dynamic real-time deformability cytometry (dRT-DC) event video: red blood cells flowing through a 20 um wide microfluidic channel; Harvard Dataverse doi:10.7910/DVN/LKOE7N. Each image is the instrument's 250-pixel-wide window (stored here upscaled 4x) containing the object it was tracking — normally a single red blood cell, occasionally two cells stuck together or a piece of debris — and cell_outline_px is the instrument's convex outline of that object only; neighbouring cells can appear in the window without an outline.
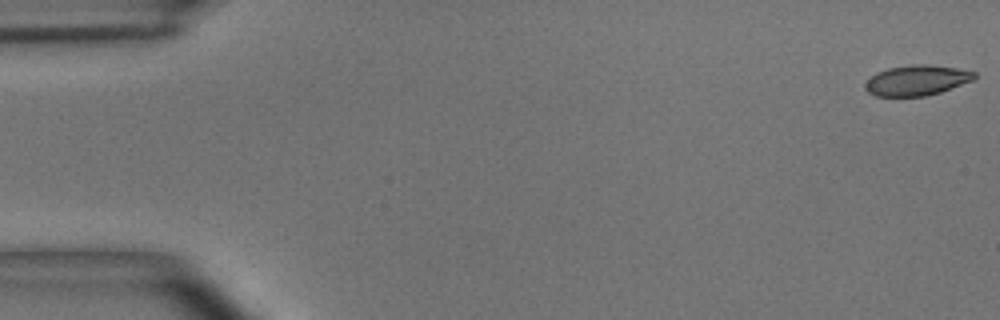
{"species": "common noctule bat (a hibernating species)", "species_latin": "Nyctalus noctula", "temperature_condition": "room temperature", "stored_images_in_passage": 54, "camera_frame_rate_fps": 3000, "um_per_image_px": 0.085, "animal": {"sex": "male", "body_mass_g": 15.6}, "frame": {"image": 1, "passage_image": 1, "time_ms": 0.0, "image_size_px": [1000, 320], "cell_outline_px": [[976, 80], [940, 92], [924, 96], [876, 96], [868, 92], [864, 88], [864, 84], [876, 72], [888, 68], [912, 64], [924, 64], [956, 68], [976, 72]], "centroid_in_image_um": [77.94, 6.83], "position_along_channel_um": 7.1, "area_um2": 19.36}}
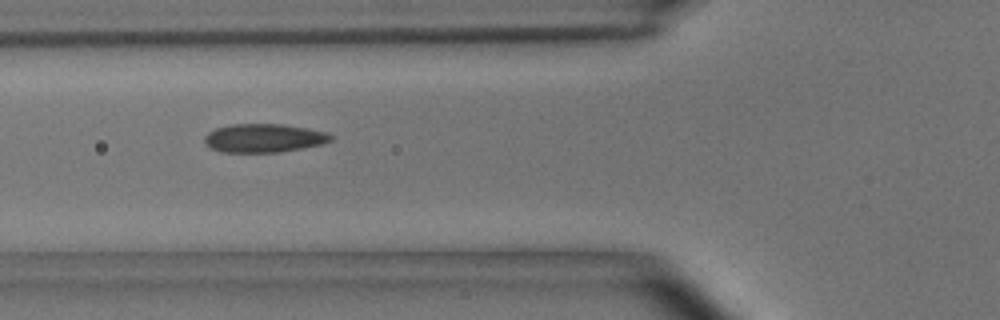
{"frame": {"image": 2, "passage_image": 20, "time_ms": 6.333, "image_size_px": [1000, 320], "cell_outline_px": [[332, 140], [324, 144], [280, 152], [220, 152], [208, 148], [204, 144], [204, 136], [208, 132], [216, 128], [232, 124], [280, 124], [308, 128], [324, 132], [332, 136]], "centroid_in_image_um": [22.38, 11.74], "position_along_channel_um": 103.4, "area_um2": 21.15}}
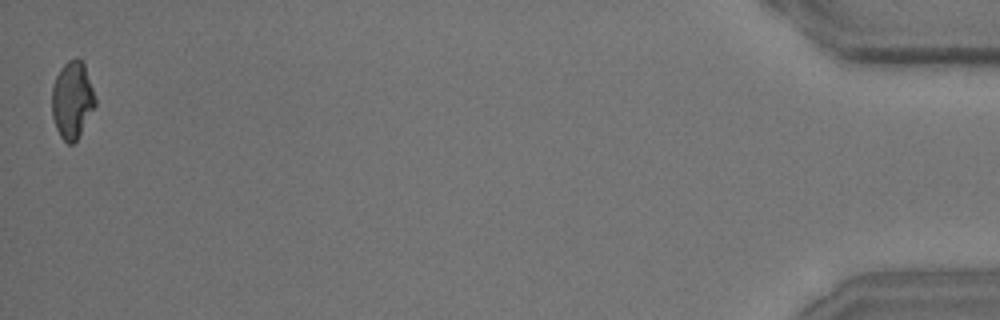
{"frame": {"image": 3, "passage_image": 54, "time_ms": 17.667, "image_size_px": [1000, 320], "cell_outline_px": [[96, 104], [76, 140], [72, 144], [68, 144], [60, 136], [56, 128], [52, 116], [52, 88], [56, 76], [60, 68], [68, 60], [76, 56], [84, 64], [96, 100]], "centroid_in_image_um": [6.12, 8.48], "position_along_channel_um": 429.1, "area_um2": 19.25}, "authors_computed_cell_mechanics": {"area_um2": 20.2589, "velocity_mm_per_s": 3.682, "shape_relaxation_time_tau1_ms": 4.0171, "shape_relaxation_time_tau2_ms": 1.8872, "deformation_change_tau1": 0.1372, "deformation_change_tau2": 0.0824}}